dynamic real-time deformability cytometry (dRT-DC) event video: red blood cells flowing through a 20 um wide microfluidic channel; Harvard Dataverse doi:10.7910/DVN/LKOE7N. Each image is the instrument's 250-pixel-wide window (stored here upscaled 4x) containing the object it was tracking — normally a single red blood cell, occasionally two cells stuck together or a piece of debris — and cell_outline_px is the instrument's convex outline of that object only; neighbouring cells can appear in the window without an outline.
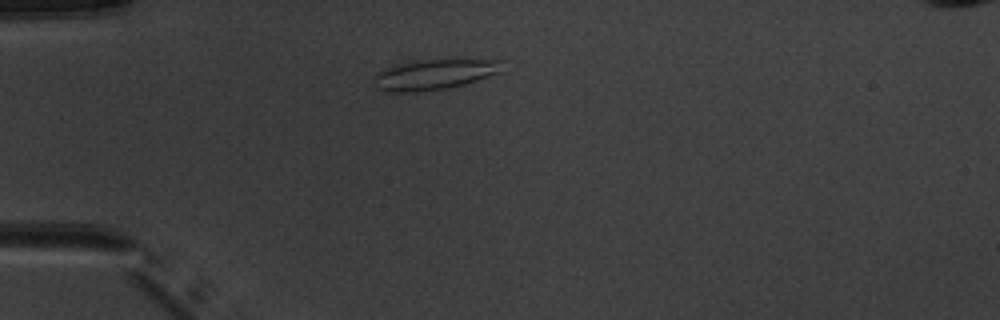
{"species": "common noctule bat (a hibernating species)", "species_latin": "Nyctalus noctula", "temperature_condition": "warm", "stored_images_in_passage": 3, "camera_frame_rate_fps": 3000, "um_per_image_px": 0.085, "animal": {"sex": "male", "body_mass_g": 20.1, "forearm_length_mm": 53.5}, "frame": {"image": 1, "passage_image": 2, "time_ms": 2.0, "image_size_px": [1000, 320], "cell_outline_px": [[504, 72], [464, 84], [448, 88], [420, 92], [384, 92], [376, 88], [372, 84], [372, 76], [376, 72], [384, 68], [416, 60], [504, 60]], "centroid_in_image_um": [36.89, 6.35], "position_along_channel_um": 48.1, "area_um2": 23.18}}